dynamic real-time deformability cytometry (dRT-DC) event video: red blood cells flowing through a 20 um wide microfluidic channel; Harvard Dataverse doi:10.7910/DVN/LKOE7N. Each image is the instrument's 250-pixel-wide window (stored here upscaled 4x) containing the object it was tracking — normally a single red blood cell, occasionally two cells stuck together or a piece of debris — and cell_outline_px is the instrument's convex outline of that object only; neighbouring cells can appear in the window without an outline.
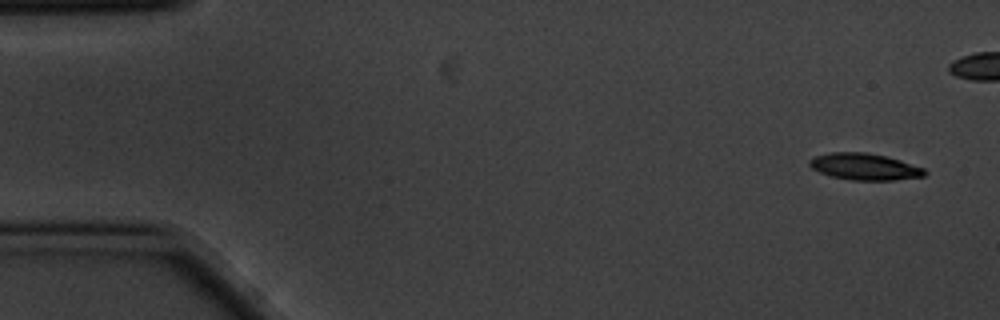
{"species": "common noctule bat (a hibernating species)", "species_latin": "Nyctalus noctula", "temperature_condition": "cold", "stored_images_in_passage": 5, "camera_frame_rate_fps": 3000, "um_per_image_px": 0.085, "animal": {"sex": "male", "body_mass_g": 20.1, "forearm_length_mm": 53.5}, "frame": {"image": 1, "passage_image": 1, "time_ms": 0.0, "image_size_px": [1000, 320], "cell_outline_px": [[928, 172], [924, 176], [896, 180], [852, 180], [832, 176], [820, 172], [812, 168], [808, 164], [808, 160], [816, 156], [832, 152], [864, 152], [884, 156], [900, 160], [924, 168]], "centroid_in_image_um": [73.5, 14.17], "position_along_channel_um": 11.5, "area_um2": 17.74}}
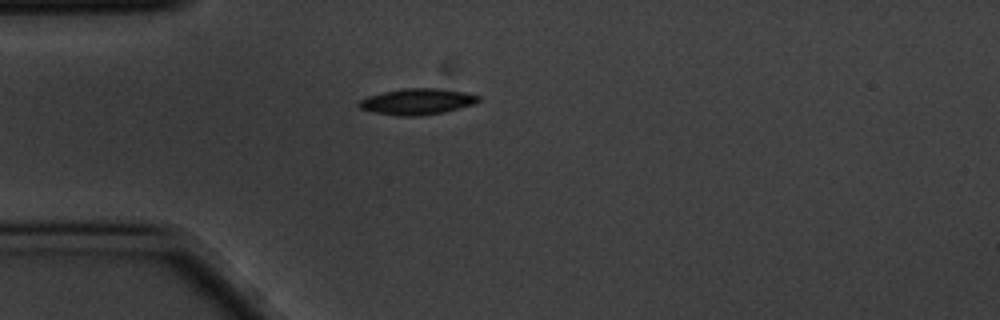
{"frame": {"image": 2, "passage_image": 5, "time_ms": 1.333, "image_size_px": [1000, 320], "cell_outline_px": [[480, 100], [472, 104], [444, 112], [420, 116], [396, 116], [372, 112], [360, 108], [356, 104], [360, 100], [368, 96], [384, 92], [404, 88], [440, 88], [464, 92], [480, 96]], "centroid_in_image_um": [35.43, 8.64], "position_along_channel_um": 49.6, "area_um2": 18.15}}